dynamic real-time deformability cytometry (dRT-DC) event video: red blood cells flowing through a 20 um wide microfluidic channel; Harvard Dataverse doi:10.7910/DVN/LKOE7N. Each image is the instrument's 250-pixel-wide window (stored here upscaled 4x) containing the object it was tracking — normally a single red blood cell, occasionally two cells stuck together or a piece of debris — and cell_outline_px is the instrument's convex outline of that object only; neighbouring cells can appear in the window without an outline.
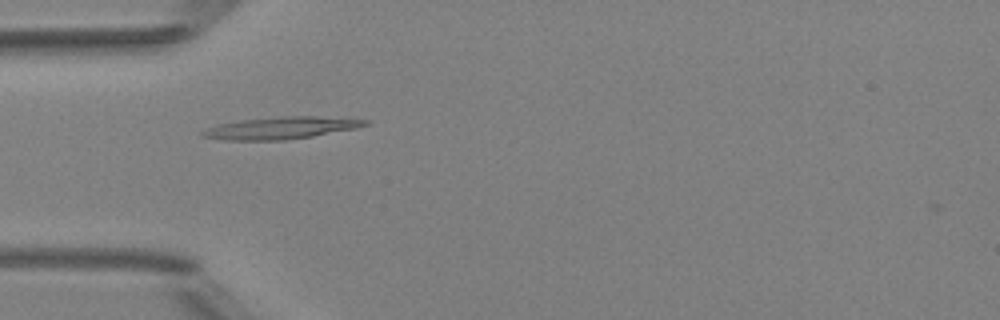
{"species": "Egyptian fruit bat (a non-hibernating species)", "species_latin": "Rousettus aegyptiacus", "temperature_condition": "room temperature", "stored_images_in_passage": 6, "camera_frame_rate_fps": 3000, "um_per_image_px": 0.085, "animal": {"sex": "female"}, "frame": {"image": 1, "passage_image": 3, "time_ms": 2.333, "image_size_px": [1000, 320], "cell_outline_px": [[368, 124], [356, 128], [312, 136], [284, 140], [228, 140], [200, 136], [200, 132], [208, 128], [220, 124], [240, 120], [280, 116], [316, 116], [368, 120]], "centroid_in_image_um": [23.86, 10.87], "position_along_channel_um": 61.1, "area_um2": 20.69}}
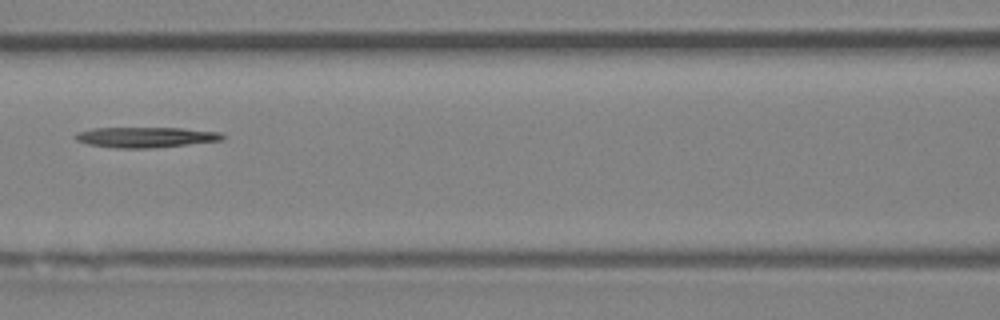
{"frame": {"image": 2, "passage_image": 5, "time_ms": 4.667, "image_size_px": [1000, 320], "cell_outline_px": [[224, 140], [152, 148], [116, 148], [88, 144], [76, 140], [72, 136], [76, 132], [92, 128], [180, 128], [220, 132], [224, 136]], "centroid_in_image_um": [12.34, 11.66], "position_along_channel_um": 154.3, "area_um2": 17.51}}
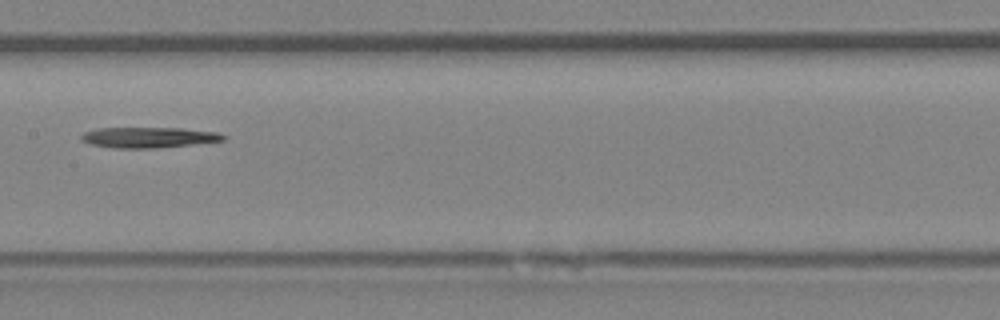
{"frame": {"image": 3, "passage_image": 6, "time_ms": 5.667, "image_size_px": [1000, 320], "cell_outline_px": [[228, 136], [224, 140], [192, 144], [156, 148], [112, 148], [88, 144], [80, 140], [80, 136], [84, 132], [96, 128], [180, 128], [216, 132]], "centroid_in_image_um": [12.57, 11.68], "position_along_channel_um": 194.8, "area_um2": 17.11}}